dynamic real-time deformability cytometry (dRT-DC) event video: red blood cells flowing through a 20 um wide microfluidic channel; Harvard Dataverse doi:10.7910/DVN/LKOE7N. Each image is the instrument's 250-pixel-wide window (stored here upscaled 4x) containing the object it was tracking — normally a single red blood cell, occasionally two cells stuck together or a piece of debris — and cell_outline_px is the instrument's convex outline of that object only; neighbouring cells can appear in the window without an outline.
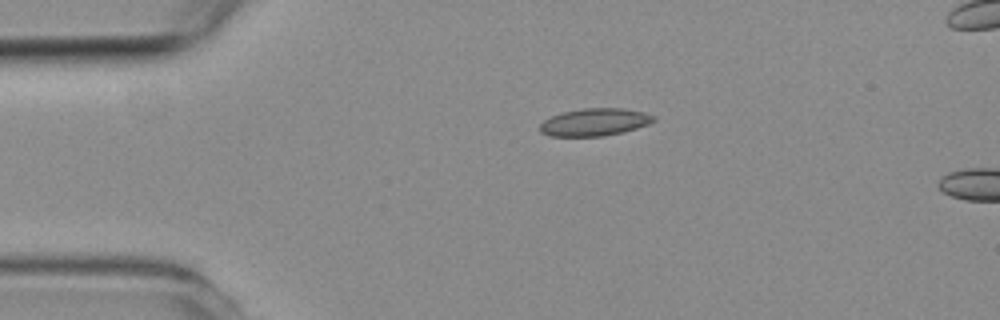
{"species": "common noctule bat (a hibernating species)", "species_latin": "Nyctalus noctula", "temperature_condition": "room temperature", "stored_images_in_passage": 6, "camera_frame_rate_fps": 3000, "um_per_image_px": 0.085, "animal": {"sex": "female", "body_mass_g": 19.3, "forearm_length_mm": 54.1}, "frame": {"image": 1, "passage_image": 6, "time_ms": 6.0, "image_size_px": [1000, 320], "cell_outline_px": [[656, 120], [648, 124], [636, 128], [604, 136], [548, 136], [540, 132], [540, 124], [544, 120], [552, 116], [564, 112], [584, 108], [624, 108], [644, 112], [656, 116]], "centroid_in_image_um": [50.55, 10.38], "position_along_channel_um": 34.4, "area_um2": 18.15}}